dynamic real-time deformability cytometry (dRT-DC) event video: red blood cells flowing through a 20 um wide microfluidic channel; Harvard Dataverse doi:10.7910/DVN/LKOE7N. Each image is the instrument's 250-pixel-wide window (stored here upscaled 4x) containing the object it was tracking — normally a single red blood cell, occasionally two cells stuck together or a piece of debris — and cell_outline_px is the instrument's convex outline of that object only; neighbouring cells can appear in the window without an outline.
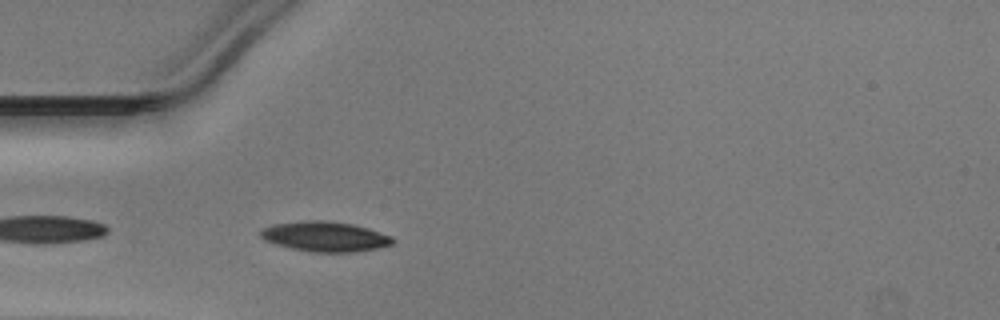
{"species": "Egyptian fruit bat (a non-hibernating species)", "species_latin": "Rousettus aegyptiacus", "temperature_condition": "warm", "stored_images_in_passage": 19, "camera_frame_rate_fps": 3000, "um_per_image_px": 0.085, "animal": {"sex": "male"}, "frame": {"image": 1, "passage_image": 2, "time_ms": 0.333, "image_size_px": [1000, 320], "cell_outline_px": [[396, 240], [392, 244], [376, 248], [356, 252], [312, 252], [292, 248], [276, 244], [264, 240], [260, 236], [260, 232], [264, 228], [272, 224], [304, 220], [324, 220], [352, 224], [368, 228], [392, 236]], "centroid_in_image_um": [27.64, 20.1], "position_along_channel_um": 57.4, "area_um2": 23.12}}
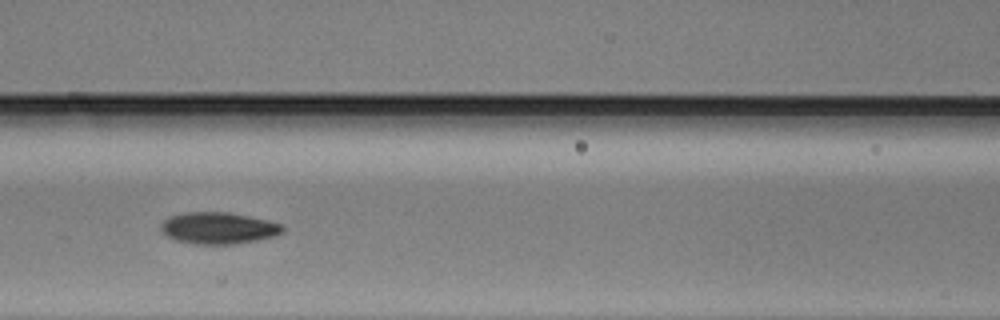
{"frame": {"image": 2, "passage_image": 9, "time_ms": 2.667, "image_size_px": [1000, 320], "cell_outline_px": [[284, 228], [280, 232], [272, 236], [256, 240], [232, 244], [196, 244], [176, 240], [168, 236], [160, 228], [160, 224], [168, 216], [188, 212], [228, 212], [268, 220], [284, 224]], "centroid_in_image_um": [18.55, 19.37], "position_along_channel_um": 148.1, "area_um2": 22.25}}
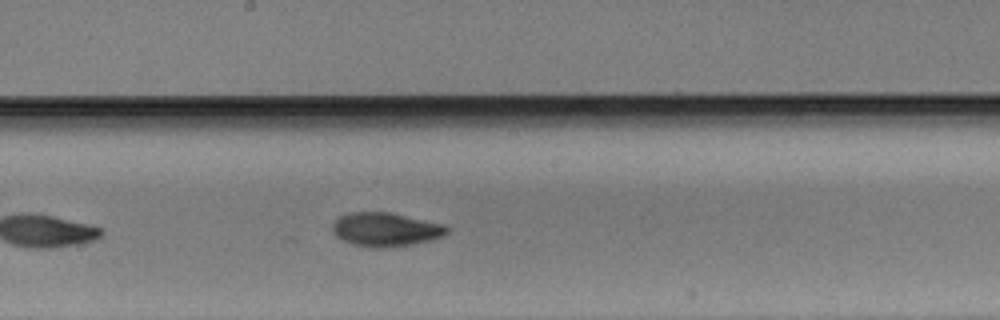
{"frame": {"image": 3, "passage_image": 14, "time_ms": 4.333, "image_size_px": [1000, 320], "cell_outline_px": [[448, 232], [444, 236], [432, 240], [392, 248], [368, 248], [352, 244], [340, 240], [332, 232], [332, 224], [340, 216], [348, 212], [388, 212], [444, 224], [448, 228]], "centroid_in_image_um": [32.75, 19.53], "position_along_channel_um": 215.4, "area_um2": 22.89}}